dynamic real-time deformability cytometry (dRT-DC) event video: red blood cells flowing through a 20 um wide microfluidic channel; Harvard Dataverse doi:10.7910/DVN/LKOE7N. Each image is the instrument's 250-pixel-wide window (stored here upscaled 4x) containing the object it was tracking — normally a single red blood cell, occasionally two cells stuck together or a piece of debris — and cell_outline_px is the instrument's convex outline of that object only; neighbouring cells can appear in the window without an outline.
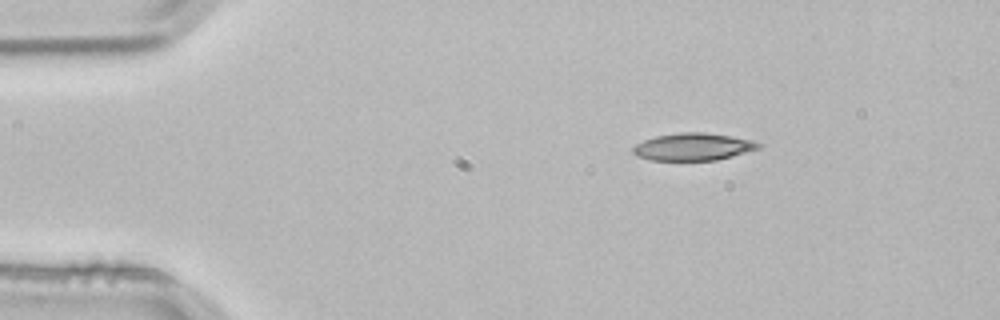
{"species": "common noctule bat (a hibernating species)", "species_latin": "Nyctalus noctula", "temperature_condition": "room temperature", "stored_images_in_passage": 2, "camera_frame_rate_fps": 3000, "um_per_image_px": 0.085, "animal": {"sex": "male", "body_mass_g": 21.5, "forearm_length_mm": 52.0}, "frame": {"image": 1, "passage_image": 1, "time_ms": 0.0, "image_size_px": [1000, 320], "cell_outline_px": [[764, 144], [760, 148], [732, 156], [716, 160], [648, 160], [636, 156], [632, 152], [632, 148], [636, 144], [644, 140], [656, 136], [680, 132], [700, 132], [728, 136], [752, 140]], "centroid_in_image_um": [58.9, 12.48], "position_along_channel_um": 26.1, "area_um2": 19.94}}